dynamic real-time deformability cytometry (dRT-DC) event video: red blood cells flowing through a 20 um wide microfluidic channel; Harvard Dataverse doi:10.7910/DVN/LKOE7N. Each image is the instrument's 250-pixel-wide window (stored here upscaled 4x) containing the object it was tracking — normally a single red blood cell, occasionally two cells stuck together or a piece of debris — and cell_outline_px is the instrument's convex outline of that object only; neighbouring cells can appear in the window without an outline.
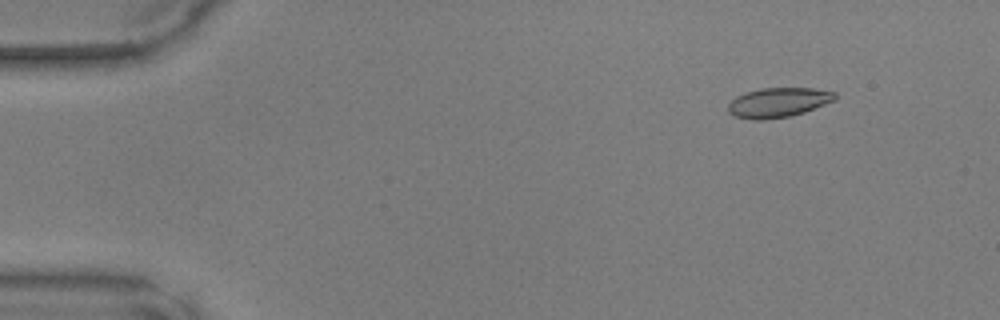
{"species": "common noctule bat (a hibernating species)", "species_latin": "Nyctalus noctula", "temperature_condition": "warm", "stored_images_in_passage": 44, "camera_frame_rate_fps": 3000, "um_per_image_px": 0.085, "animal": {"sex": "male", "body_mass_g": 17.9, "forearm_length_mm": 54.2}, "frame": {"image": 1, "passage_image": 1, "time_ms": 0.0, "image_size_px": [1000, 320], "cell_outline_px": [[836, 100], [804, 112], [792, 116], [760, 120], [752, 120], [736, 116], [728, 112], [728, 104], [736, 96], [760, 88], [812, 88], [836, 92]], "centroid_in_image_um": [66.16, 8.71], "position_along_channel_um": 18.8, "area_um2": 18.44}}
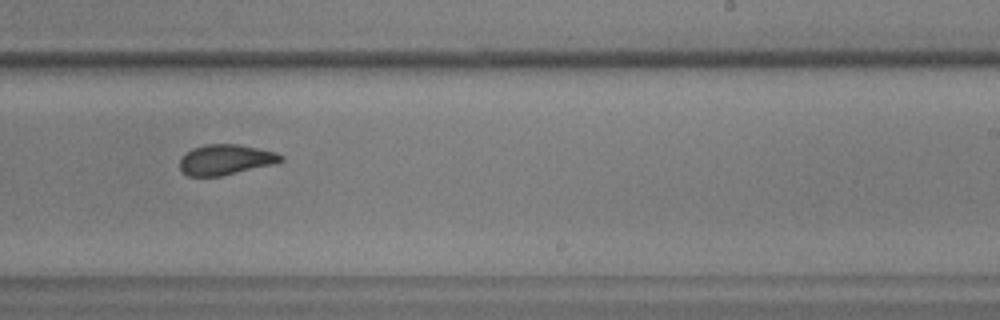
{"frame": {"image": 2, "passage_image": 26, "time_ms": 8.333, "image_size_px": [1000, 320], "cell_outline_px": [[284, 160], [272, 164], [220, 176], [188, 176], [180, 168], [180, 160], [184, 152], [192, 148], [204, 144], [240, 144], [276, 152], [284, 156]], "centroid_in_image_um": [19.16, 13.55], "position_along_channel_um": 269.8, "area_um2": 17.86}}
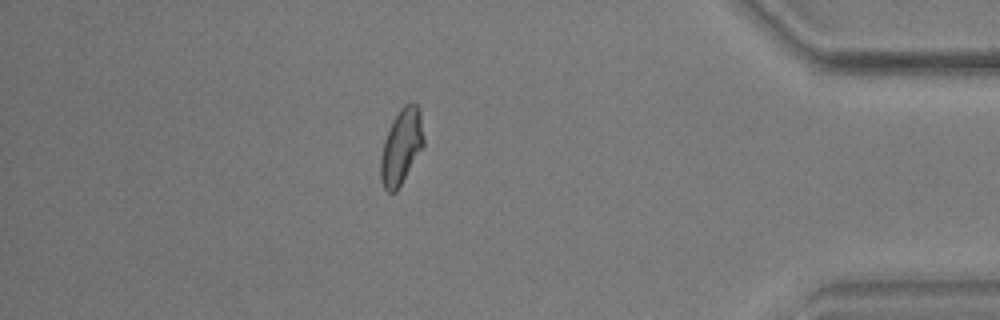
{"frame": {"image": 3, "passage_image": 38, "time_ms": 12.333, "image_size_px": [1000, 320], "cell_outline_px": [[424, 144], [396, 192], [388, 192], [384, 188], [380, 180], [380, 156], [384, 140], [392, 120], [400, 108], [404, 104], [412, 100], [420, 108], [424, 140]], "centroid_in_image_um": [34.1, 12.42], "position_along_channel_um": 401.1, "area_um2": 18.96}}